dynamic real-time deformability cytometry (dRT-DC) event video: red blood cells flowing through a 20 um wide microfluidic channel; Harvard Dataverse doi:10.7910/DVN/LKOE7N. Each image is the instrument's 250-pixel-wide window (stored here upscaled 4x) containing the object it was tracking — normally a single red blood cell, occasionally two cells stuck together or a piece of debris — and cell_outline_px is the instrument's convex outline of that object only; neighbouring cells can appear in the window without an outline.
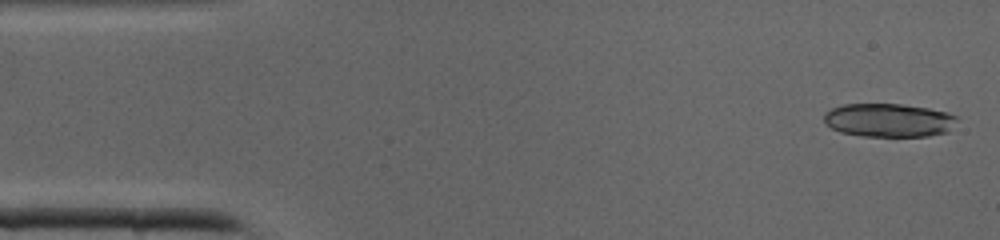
{"species": "common noctule bat (a hibernating species)", "species_latin": "Nyctalus noctula", "temperature_condition": "cold", "stored_images_in_passage": 40, "camera_frame_rate_fps": 3000, "um_per_image_px": 0.085, "animal": {"sex": "male", "body_mass_g": 19.0, "forearm_length_mm": 50.8}, "frame": {"image": 1, "passage_image": 1, "time_ms": 0.0, "image_size_px": [1000, 240], "cell_outline_px": [[956, 120], [948, 132], [928, 136], [864, 136], [840, 132], [824, 124], [824, 112], [832, 108], [844, 104], [900, 104], [928, 108], [948, 112], [956, 116]], "centroid_in_image_um": [75.52, 10.21], "position_along_channel_um": 9.5, "area_um2": 26.01}}
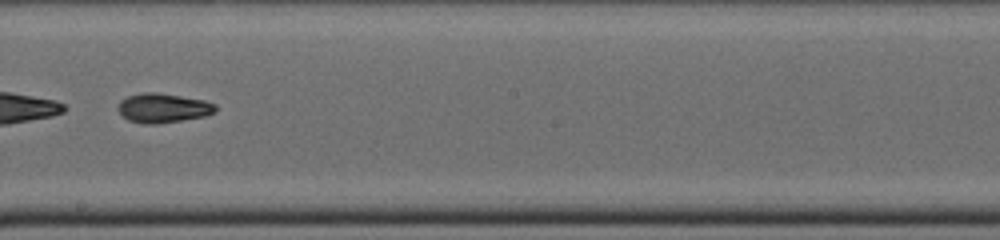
{"frame": {"image": 2, "passage_image": 22, "time_ms": 7.0, "image_size_px": [1000, 240], "cell_outline_px": [[216, 112], [204, 116], [156, 124], [144, 124], [128, 120], [116, 108], [120, 100], [128, 96], [144, 92], [156, 92], [204, 100], [216, 104]], "centroid_in_image_um": [13.84, 9.17], "position_along_channel_um": 234.4, "area_um2": 16.59}}
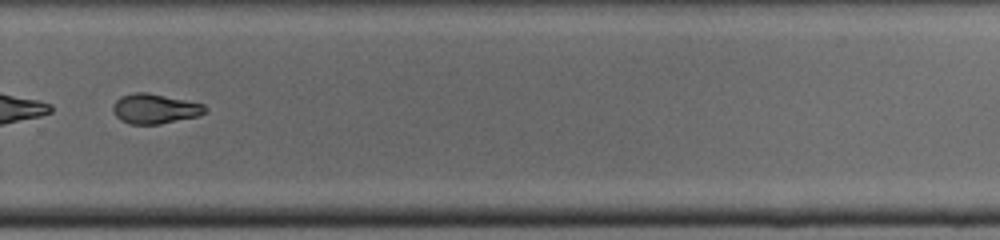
{"frame": {"image": 3, "passage_image": 27, "time_ms": 8.667, "image_size_px": [1000, 240], "cell_outline_px": [[208, 112], [200, 116], [160, 124], [128, 124], [120, 120], [116, 116], [112, 108], [116, 100], [120, 96], [132, 92], [148, 92], [204, 104], [208, 108]], "centroid_in_image_um": [13.19, 9.24], "position_along_channel_um": 316.6, "area_um2": 16.3}}